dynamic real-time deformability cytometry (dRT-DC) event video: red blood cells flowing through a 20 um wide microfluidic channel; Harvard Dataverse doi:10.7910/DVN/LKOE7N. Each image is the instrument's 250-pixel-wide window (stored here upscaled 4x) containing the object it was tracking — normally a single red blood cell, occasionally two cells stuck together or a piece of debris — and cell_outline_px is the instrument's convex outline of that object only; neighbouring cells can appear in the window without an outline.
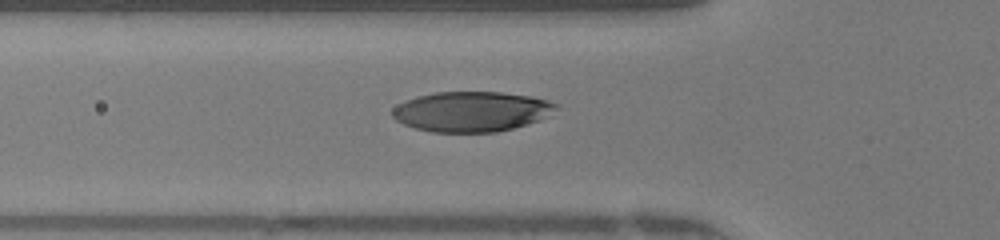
{"species": "human", "species_latin": "Homo sapiens", "temperature_condition": "warm", "stored_images_in_passage": 48, "camera_frame_rate_fps": 3000, "um_per_image_px": 0.085, "donor": {"sex": "female"}, "frame": {"image": 1, "passage_image": 16, "time_ms": 5.0, "image_size_px": [1000, 240], "cell_outline_px": [[560, 108], [540, 120], [528, 124], [496, 132], [432, 132], [416, 128], [404, 124], [396, 120], [392, 116], [392, 108], [408, 100], [420, 96], [436, 92], [500, 92], [532, 96], [548, 100], [560, 104]], "centroid_in_image_um": [40.14, 9.48], "position_along_channel_um": 85.7, "area_um2": 38.26}}
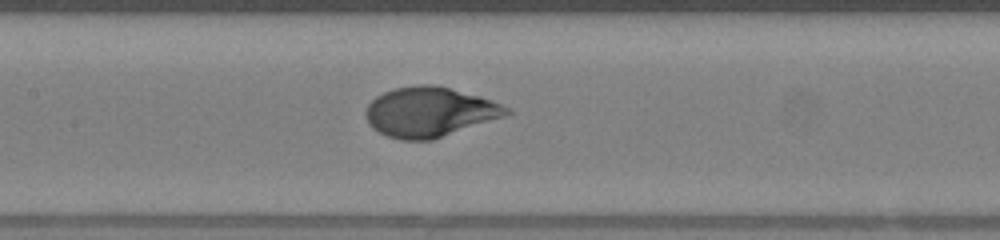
{"frame": {"image": 2, "passage_image": 22, "time_ms": 7.0, "image_size_px": [1000, 240], "cell_outline_px": [[512, 112], [504, 116], [432, 140], [400, 140], [388, 136], [372, 128], [368, 124], [364, 116], [364, 112], [368, 104], [376, 96], [384, 92], [396, 88], [420, 84], [432, 84], [480, 96], [492, 100], [512, 108]], "centroid_in_image_um": [36.49, 9.52], "position_along_channel_um": 170.9, "area_um2": 40.81}}
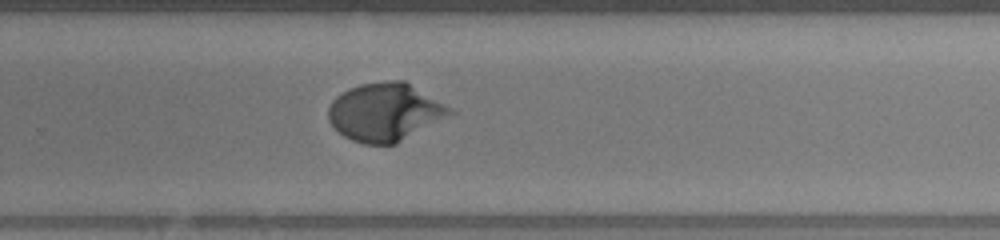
{"frame": {"image": 3, "passage_image": 31, "time_ms": 10.0, "image_size_px": [1000, 240], "cell_outline_px": [[456, 112], [396, 144], [364, 144], [352, 140], [344, 136], [328, 120], [328, 108], [332, 100], [340, 92], [348, 88], [360, 84], [384, 80], [404, 80], [452, 108]], "centroid_in_image_um": [32.71, 9.51], "position_along_channel_um": 297.1, "area_um2": 41.1}, "authors_computed_cell_mechanics": {"area_um2": 39.2462, "velocity_mm_per_s": 4.2302, "shape_relaxation_time_tau1_ms": 4.7182, "shape_relaxation_time_tau2_ms": null, "deformation_change_tau1": 0.2719, "deformation_change_tau2": null}}